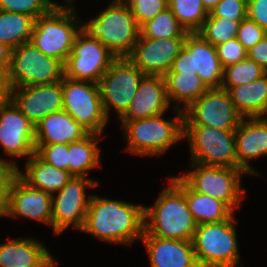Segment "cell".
<instances>
[{
  "mask_svg": "<svg viewBox=\"0 0 267 267\" xmlns=\"http://www.w3.org/2000/svg\"><path fill=\"white\" fill-rule=\"evenodd\" d=\"M72 2L56 4L48 13L39 16L30 42L43 54L65 63L72 51L74 39L83 27Z\"/></svg>",
  "mask_w": 267,
  "mask_h": 267,
  "instance_id": "4",
  "label": "cell"
},
{
  "mask_svg": "<svg viewBox=\"0 0 267 267\" xmlns=\"http://www.w3.org/2000/svg\"><path fill=\"white\" fill-rule=\"evenodd\" d=\"M265 73L266 71L255 61L246 58L224 68L221 87L247 84L260 78Z\"/></svg>",
  "mask_w": 267,
  "mask_h": 267,
  "instance_id": "34",
  "label": "cell"
},
{
  "mask_svg": "<svg viewBox=\"0 0 267 267\" xmlns=\"http://www.w3.org/2000/svg\"><path fill=\"white\" fill-rule=\"evenodd\" d=\"M266 35L267 32L262 27H260L256 22L246 18L241 21L236 38L248 51L260 42Z\"/></svg>",
  "mask_w": 267,
  "mask_h": 267,
  "instance_id": "40",
  "label": "cell"
},
{
  "mask_svg": "<svg viewBox=\"0 0 267 267\" xmlns=\"http://www.w3.org/2000/svg\"><path fill=\"white\" fill-rule=\"evenodd\" d=\"M171 104L167 98L164 76L144 75L127 111L119 118L133 121L165 114Z\"/></svg>",
  "mask_w": 267,
  "mask_h": 267,
  "instance_id": "20",
  "label": "cell"
},
{
  "mask_svg": "<svg viewBox=\"0 0 267 267\" xmlns=\"http://www.w3.org/2000/svg\"><path fill=\"white\" fill-rule=\"evenodd\" d=\"M208 17H222L241 22L247 18V0H221Z\"/></svg>",
  "mask_w": 267,
  "mask_h": 267,
  "instance_id": "38",
  "label": "cell"
},
{
  "mask_svg": "<svg viewBox=\"0 0 267 267\" xmlns=\"http://www.w3.org/2000/svg\"><path fill=\"white\" fill-rule=\"evenodd\" d=\"M247 18L267 32V0H247Z\"/></svg>",
  "mask_w": 267,
  "mask_h": 267,
  "instance_id": "42",
  "label": "cell"
},
{
  "mask_svg": "<svg viewBox=\"0 0 267 267\" xmlns=\"http://www.w3.org/2000/svg\"><path fill=\"white\" fill-rule=\"evenodd\" d=\"M238 166L247 174L259 173L248 163L267 155V117H244L235 130Z\"/></svg>",
  "mask_w": 267,
  "mask_h": 267,
  "instance_id": "21",
  "label": "cell"
},
{
  "mask_svg": "<svg viewBox=\"0 0 267 267\" xmlns=\"http://www.w3.org/2000/svg\"><path fill=\"white\" fill-rule=\"evenodd\" d=\"M123 2L129 6L139 26L168 8V0H124Z\"/></svg>",
  "mask_w": 267,
  "mask_h": 267,
  "instance_id": "36",
  "label": "cell"
},
{
  "mask_svg": "<svg viewBox=\"0 0 267 267\" xmlns=\"http://www.w3.org/2000/svg\"><path fill=\"white\" fill-rule=\"evenodd\" d=\"M83 27L117 58L128 57L140 36V26L123 1L112 0L98 16L84 21Z\"/></svg>",
  "mask_w": 267,
  "mask_h": 267,
  "instance_id": "5",
  "label": "cell"
},
{
  "mask_svg": "<svg viewBox=\"0 0 267 267\" xmlns=\"http://www.w3.org/2000/svg\"><path fill=\"white\" fill-rule=\"evenodd\" d=\"M21 216L52 228V195L29 186L17 175L9 189L5 217L15 219Z\"/></svg>",
  "mask_w": 267,
  "mask_h": 267,
  "instance_id": "18",
  "label": "cell"
},
{
  "mask_svg": "<svg viewBox=\"0 0 267 267\" xmlns=\"http://www.w3.org/2000/svg\"><path fill=\"white\" fill-rule=\"evenodd\" d=\"M18 169L10 161H0V217H5L8 208L9 189Z\"/></svg>",
  "mask_w": 267,
  "mask_h": 267,
  "instance_id": "39",
  "label": "cell"
},
{
  "mask_svg": "<svg viewBox=\"0 0 267 267\" xmlns=\"http://www.w3.org/2000/svg\"><path fill=\"white\" fill-rule=\"evenodd\" d=\"M35 126V145L70 144L80 141L89 132L67 112H54Z\"/></svg>",
  "mask_w": 267,
  "mask_h": 267,
  "instance_id": "24",
  "label": "cell"
},
{
  "mask_svg": "<svg viewBox=\"0 0 267 267\" xmlns=\"http://www.w3.org/2000/svg\"><path fill=\"white\" fill-rule=\"evenodd\" d=\"M221 0H202L203 5L206 10L210 13V11L220 2Z\"/></svg>",
  "mask_w": 267,
  "mask_h": 267,
  "instance_id": "46",
  "label": "cell"
},
{
  "mask_svg": "<svg viewBox=\"0 0 267 267\" xmlns=\"http://www.w3.org/2000/svg\"><path fill=\"white\" fill-rule=\"evenodd\" d=\"M63 89L58 83L12 88L10 99L35 125L46 116L63 110Z\"/></svg>",
  "mask_w": 267,
  "mask_h": 267,
  "instance_id": "19",
  "label": "cell"
},
{
  "mask_svg": "<svg viewBox=\"0 0 267 267\" xmlns=\"http://www.w3.org/2000/svg\"><path fill=\"white\" fill-rule=\"evenodd\" d=\"M151 267H199L192 241L165 239L143 232Z\"/></svg>",
  "mask_w": 267,
  "mask_h": 267,
  "instance_id": "22",
  "label": "cell"
},
{
  "mask_svg": "<svg viewBox=\"0 0 267 267\" xmlns=\"http://www.w3.org/2000/svg\"><path fill=\"white\" fill-rule=\"evenodd\" d=\"M24 172L18 168L17 175L29 186L55 194L72 178L69 171L61 170L43 161L34 153L25 162Z\"/></svg>",
  "mask_w": 267,
  "mask_h": 267,
  "instance_id": "25",
  "label": "cell"
},
{
  "mask_svg": "<svg viewBox=\"0 0 267 267\" xmlns=\"http://www.w3.org/2000/svg\"><path fill=\"white\" fill-rule=\"evenodd\" d=\"M56 4L52 0H0V10L14 12L37 19L48 13Z\"/></svg>",
  "mask_w": 267,
  "mask_h": 267,
  "instance_id": "35",
  "label": "cell"
},
{
  "mask_svg": "<svg viewBox=\"0 0 267 267\" xmlns=\"http://www.w3.org/2000/svg\"><path fill=\"white\" fill-rule=\"evenodd\" d=\"M190 171L179 176L193 191L225 202L233 211L245 196L241 168L190 163ZM193 169V170H192Z\"/></svg>",
  "mask_w": 267,
  "mask_h": 267,
  "instance_id": "7",
  "label": "cell"
},
{
  "mask_svg": "<svg viewBox=\"0 0 267 267\" xmlns=\"http://www.w3.org/2000/svg\"><path fill=\"white\" fill-rule=\"evenodd\" d=\"M65 2H73L74 0H64Z\"/></svg>",
  "mask_w": 267,
  "mask_h": 267,
  "instance_id": "47",
  "label": "cell"
},
{
  "mask_svg": "<svg viewBox=\"0 0 267 267\" xmlns=\"http://www.w3.org/2000/svg\"><path fill=\"white\" fill-rule=\"evenodd\" d=\"M188 32L169 8L140 26V36L148 38H185Z\"/></svg>",
  "mask_w": 267,
  "mask_h": 267,
  "instance_id": "32",
  "label": "cell"
},
{
  "mask_svg": "<svg viewBox=\"0 0 267 267\" xmlns=\"http://www.w3.org/2000/svg\"><path fill=\"white\" fill-rule=\"evenodd\" d=\"M18 169V158L35 153V126L11 100L0 102V147Z\"/></svg>",
  "mask_w": 267,
  "mask_h": 267,
  "instance_id": "16",
  "label": "cell"
},
{
  "mask_svg": "<svg viewBox=\"0 0 267 267\" xmlns=\"http://www.w3.org/2000/svg\"><path fill=\"white\" fill-rule=\"evenodd\" d=\"M107 243L131 245L144 232V206L92 195L80 230Z\"/></svg>",
  "mask_w": 267,
  "mask_h": 267,
  "instance_id": "1",
  "label": "cell"
},
{
  "mask_svg": "<svg viewBox=\"0 0 267 267\" xmlns=\"http://www.w3.org/2000/svg\"><path fill=\"white\" fill-rule=\"evenodd\" d=\"M144 75L128 57L113 61L98 83L108 119L112 108L119 118L127 111Z\"/></svg>",
  "mask_w": 267,
  "mask_h": 267,
  "instance_id": "12",
  "label": "cell"
},
{
  "mask_svg": "<svg viewBox=\"0 0 267 267\" xmlns=\"http://www.w3.org/2000/svg\"><path fill=\"white\" fill-rule=\"evenodd\" d=\"M63 111L67 112L89 133L103 134L108 117L103 108L99 85L91 81L61 80Z\"/></svg>",
  "mask_w": 267,
  "mask_h": 267,
  "instance_id": "10",
  "label": "cell"
},
{
  "mask_svg": "<svg viewBox=\"0 0 267 267\" xmlns=\"http://www.w3.org/2000/svg\"><path fill=\"white\" fill-rule=\"evenodd\" d=\"M11 90L9 69L5 65L0 64V102L10 99Z\"/></svg>",
  "mask_w": 267,
  "mask_h": 267,
  "instance_id": "44",
  "label": "cell"
},
{
  "mask_svg": "<svg viewBox=\"0 0 267 267\" xmlns=\"http://www.w3.org/2000/svg\"><path fill=\"white\" fill-rule=\"evenodd\" d=\"M117 57L84 27L77 33L64 63V76L99 83Z\"/></svg>",
  "mask_w": 267,
  "mask_h": 267,
  "instance_id": "11",
  "label": "cell"
},
{
  "mask_svg": "<svg viewBox=\"0 0 267 267\" xmlns=\"http://www.w3.org/2000/svg\"><path fill=\"white\" fill-rule=\"evenodd\" d=\"M0 161H7V159H3V158L0 157Z\"/></svg>",
  "mask_w": 267,
  "mask_h": 267,
  "instance_id": "48",
  "label": "cell"
},
{
  "mask_svg": "<svg viewBox=\"0 0 267 267\" xmlns=\"http://www.w3.org/2000/svg\"><path fill=\"white\" fill-rule=\"evenodd\" d=\"M223 71L216 47L198 33H188L167 73H197L209 88H221Z\"/></svg>",
  "mask_w": 267,
  "mask_h": 267,
  "instance_id": "14",
  "label": "cell"
},
{
  "mask_svg": "<svg viewBox=\"0 0 267 267\" xmlns=\"http://www.w3.org/2000/svg\"><path fill=\"white\" fill-rule=\"evenodd\" d=\"M12 49L0 42V64L5 65L8 69L11 63Z\"/></svg>",
  "mask_w": 267,
  "mask_h": 267,
  "instance_id": "45",
  "label": "cell"
},
{
  "mask_svg": "<svg viewBox=\"0 0 267 267\" xmlns=\"http://www.w3.org/2000/svg\"><path fill=\"white\" fill-rule=\"evenodd\" d=\"M99 182L89 177L72 178L52 195V231L61 234L69 227L82 229L92 194L86 197V188L97 187Z\"/></svg>",
  "mask_w": 267,
  "mask_h": 267,
  "instance_id": "13",
  "label": "cell"
},
{
  "mask_svg": "<svg viewBox=\"0 0 267 267\" xmlns=\"http://www.w3.org/2000/svg\"><path fill=\"white\" fill-rule=\"evenodd\" d=\"M191 163L240 168L236 157L235 130L200 125H184Z\"/></svg>",
  "mask_w": 267,
  "mask_h": 267,
  "instance_id": "8",
  "label": "cell"
},
{
  "mask_svg": "<svg viewBox=\"0 0 267 267\" xmlns=\"http://www.w3.org/2000/svg\"><path fill=\"white\" fill-rule=\"evenodd\" d=\"M218 58L223 68L247 58V50L237 40H228L216 47Z\"/></svg>",
  "mask_w": 267,
  "mask_h": 267,
  "instance_id": "41",
  "label": "cell"
},
{
  "mask_svg": "<svg viewBox=\"0 0 267 267\" xmlns=\"http://www.w3.org/2000/svg\"><path fill=\"white\" fill-rule=\"evenodd\" d=\"M221 88L228 90L243 117H267V72L250 83Z\"/></svg>",
  "mask_w": 267,
  "mask_h": 267,
  "instance_id": "26",
  "label": "cell"
},
{
  "mask_svg": "<svg viewBox=\"0 0 267 267\" xmlns=\"http://www.w3.org/2000/svg\"><path fill=\"white\" fill-rule=\"evenodd\" d=\"M69 144L35 145V153L54 167L68 171Z\"/></svg>",
  "mask_w": 267,
  "mask_h": 267,
  "instance_id": "37",
  "label": "cell"
},
{
  "mask_svg": "<svg viewBox=\"0 0 267 267\" xmlns=\"http://www.w3.org/2000/svg\"><path fill=\"white\" fill-rule=\"evenodd\" d=\"M174 119H163L164 114L133 121H121L126 151L139 156H156L166 153L184 135V112L173 109Z\"/></svg>",
  "mask_w": 267,
  "mask_h": 267,
  "instance_id": "3",
  "label": "cell"
},
{
  "mask_svg": "<svg viewBox=\"0 0 267 267\" xmlns=\"http://www.w3.org/2000/svg\"><path fill=\"white\" fill-rule=\"evenodd\" d=\"M164 77L168 101L177 104L173 109L186 110L209 89L197 73H166Z\"/></svg>",
  "mask_w": 267,
  "mask_h": 267,
  "instance_id": "27",
  "label": "cell"
},
{
  "mask_svg": "<svg viewBox=\"0 0 267 267\" xmlns=\"http://www.w3.org/2000/svg\"><path fill=\"white\" fill-rule=\"evenodd\" d=\"M168 8L188 33H197L209 14L202 0H168Z\"/></svg>",
  "mask_w": 267,
  "mask_h": 267,
  "instance_id": "31",
  "label": "cell"
},
{
  "mask_svg": "<svg viewBox=\"0 0 267 267\" xmlns=\"http://www.w3.org/2000/svg\"><path fill=\"white\" fill-rule=\"evenodd\" d=\"M240 23L222 17H207L197 33L204 40L217 47L236 38Z\"/></svg>",
  "mask_w": 267,
  "mask_h": 267,
  "instance_id": "33",
  "label": "cell"
},
{
  "mask_svg": "<svg viewBox=\"0 0 267 267\" xmlns=\"http://www.w3.org/2000/svg\"><path fill=\"white\" fill-rule=\"evenodd\" d=\"M64 78V63L43 54L31 42L14 48L9 66L12 88L58 83Z\"/></svg>",
  "mask_w": 267,
  "mask_h": 267,
  "instance_id": "9",
  "label": "cell"
},
{
  "mask_svg": "<svg viewBox=\"0 0 267 267\" xmlns=\"http://www.w3.org/2000/svg\"><path fill=\"white\" fill-rule=\"evenodd\" d=\"M247 58L255 61L267 72V35L247 51Z\"/></svg>",
  "mask_w": 267,
  "mask_h": 267,
  "instance_id": "43",
  "label": "cell"
},
{
  "mask_svg": "<svg viewBox=\"0 0 267 267\" xmlns=\"http://www.w3.org/2000/svg\"><path fill=\"white\" fill-rule=\"evenodd\" d=\"M197 223L189 210L185 182L169 178L152 206H144V232L165 239L192 241Z\"/></svg>",
  "mask_w": 267,
  "mask_h": 267,
  "instance_id": "2",
  "label": "cell"
},
{
  "mask_svg": "<svg viewBox=\"0 0 267 267\" xmlns=\"http://www.w3.org/2000/svg\"><path fill=\"white\" fill-rule=\"evenodd\" d=\"M185 195L189 210L197 225L223 222L234 214V211L222 200L195 192L186 183Z\"/></svg>",
  "mask_w": 267,
  "mask_h": 267,
  "instance_id": "28",
  "label": "cell"
},
{
  "mask_svg": "<svg viewBox=\"0 0 267 267\" xmlns=\"http://www.w3.org/2000/svg\"><path fill=\"white\" fill-rule=\"evenodd\" d=\"M184 112V125H200L220 130H236L244 118L236 109L228 90L209 88Z\"/></svg>",
  "mask_w": 267,
  "mask_h": 267,
  "instance_id": "15",
  "label": "cell"
},
{
  "mask_svg": "<svg viewBox=\"0 0 267 267\" xmlns=\"http://www.w3.org/2000/svg\"><path fill=\"white\" fill-rule=\"evenodd\" d=\"M234 214L223 222L197 225L192 244L199 267H236L240 261Z\"/></svg>",
  "mask_w": 267,
  "mask_h": 267,
  "instance_id": "6",
  "label": "cell"
},
{
  "mask_svg": "<svg viewBox=\"0 0 267 267\" xmlns=\"http://www.w3.org/2000/svg\"><path fill=\"white\" fill-rule=\"evenodd\" d=\"M99 134L89 133L80 141L69 144L68 171L73 176L87 177L91 169L100 167Z\"/></svg>",
  "mask_w": 267,
  "mask_h": 267,
  "instance_id": "29",
  "label": "cell"
},
{
  "mask_svg": "<svg viewBox=\"0 0 267 267\" xmlns=\"http://www.w3.org/2000/svg\"><path fill=\"white\" fill-rule=\"evenodd\" d=\"M35 20L30 15L0 10V42L12 50L30 42Z\"/></svg>",
  "mask_w": 267,
  "mask_h": 267,
  "instance_id": "30",
  "label": "cell"
},
{
  "mask_svg": "<svg viewBox=\"0 0 267 267\" xmlns=\"http://www.w3.org/2000/svg\"><path fill=\"white\" fill-rule=\"evenodd\" d=\"M185 38L139 37L128 58L145 75L165 76L184 46Z\"/></svg>",
  "mask_w": 267,
  "mask_h": 267,
  "instance_id": "17",
  "label": "cell"
},
{
  "mask_svg": "<svg viewBox=\"0 0 267 267\" xmlns=\"http://www.w3.org/2000/svg\"><path fill=\"white\" fill-rule=\"evenodd\" d=\"M51 252L39 240L18 238L0 244V267H54Z\"/></svg>",
  "mask_w": 267,
  "mask_h": 267,
  "instance_id": "23",
  "label": "cell"
}]
</instances>
